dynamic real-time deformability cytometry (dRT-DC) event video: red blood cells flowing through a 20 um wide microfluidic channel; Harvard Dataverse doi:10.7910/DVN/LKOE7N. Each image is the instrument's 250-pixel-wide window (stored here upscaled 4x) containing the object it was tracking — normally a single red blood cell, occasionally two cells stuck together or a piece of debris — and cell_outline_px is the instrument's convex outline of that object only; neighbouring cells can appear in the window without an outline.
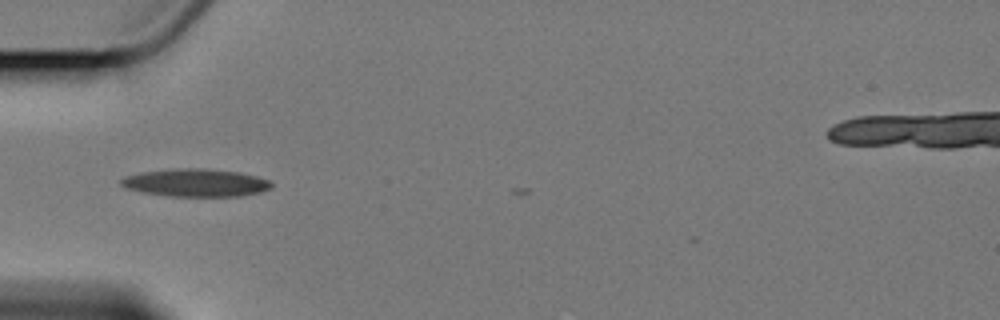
{"species": "Egyptian fruit bat (a non-hibernating species)", "species_latin": "Rousettus aegyptiacus", "temperature_condition": "cold", "stored_images_in_passage": 4, "camera_frame_rate_fps": 3000, "um_per_image_px": 0.085, "animal": {"sex": "female"}, "frame": {"image": 1, "passage_image": 1, "time_ms": 0.0, "image_size_px": [1000, 320], "cell_outline_px": [[272, 188], [260, 192], [240, 196], [168, 196], [144, 192], [128, 188], [120, 184], [120, 180], [124, 176], [144, 172], [176, 168], [204, 168], [240, 172], [256, 176], [268, 180], [272, 184]], "centroid_in_image_um": [16.66, 15.53], "position_along_channel_um": 68.3, "area_um2": 24.22}}
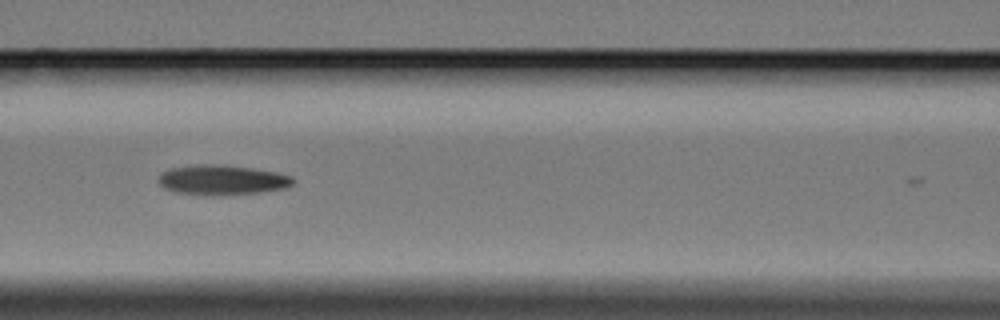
{"frame": {"image": 2, "passage_image": 3, "time_ms": 2.333, "image_size_px": [1000, 320], "cell_outline_px": [[296, 180], [288, 188], [256, 192], [176, 192], [164, 188], [160, 184], [160, 176], [164, 172], [172, 168], [212, 164], [216, 164], [252, 168], [276, 172], [292, 176]], "centroid_in_image_um": [18.98, 15.25], "position_along_channel_um": 147.6, "area_um2": 21.91}}
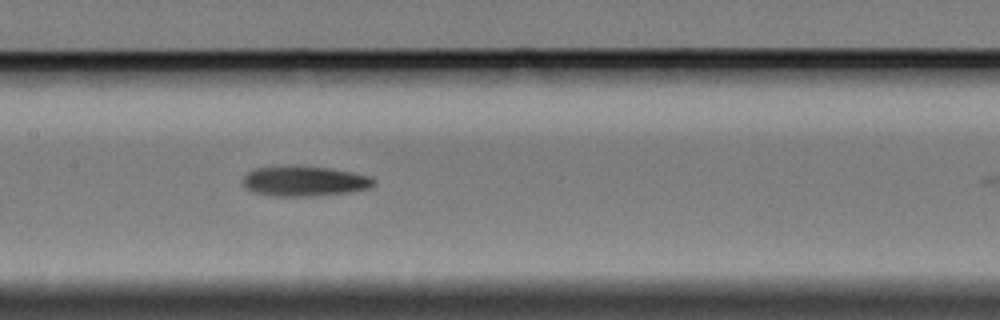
{"frame": {"image": 3, "passage_image": 4, "time_ms": 3.333, "image_size_px": [1000, 320], "cell_outline_px": [[376, 184], [368, 188], [352, 192], [312, 196], [276, 196], [256, 192], [248, 188], [244, 184], [244, 176], [248, 172], [256, 168], [288, 164], [300, 164], [332, 168], [372, 176], [376, 180]], "centroid_in_image_um": [25.94, 15.36], "position_along_channel_um": 181.5, "area_um2": 23.47}}